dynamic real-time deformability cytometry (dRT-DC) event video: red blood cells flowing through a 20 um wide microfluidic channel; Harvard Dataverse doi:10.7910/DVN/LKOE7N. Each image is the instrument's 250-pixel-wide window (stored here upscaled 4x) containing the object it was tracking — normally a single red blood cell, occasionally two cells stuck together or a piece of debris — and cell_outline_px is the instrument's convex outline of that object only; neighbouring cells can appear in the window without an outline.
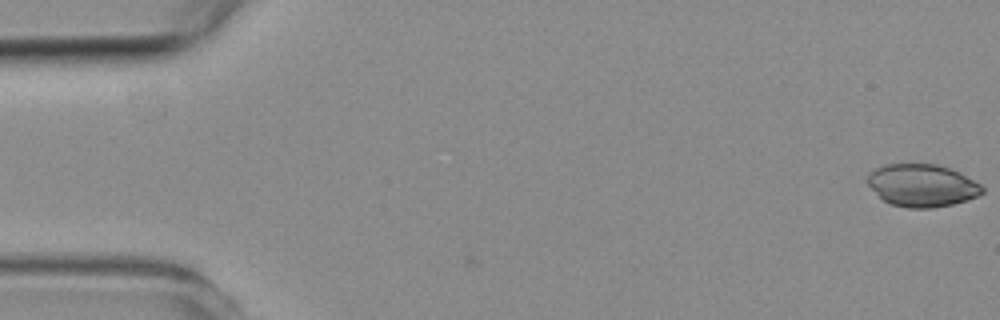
{"species": "common noctule bat (a hibernating species)", "species_latin": "Nyctalus noctula", "temperature_condition": "room temperature", "stored_images_in_passage": 2, "camera_frame_rate_fps": 3000, "um_per_image_px": 0.085, "animal": {"sex": "female", "body_mass_g": 19.3, "forearm_length_mm": 54.1}, "frame": {"image": 1, "passage_image": 1, "time_ms": 0.0, "image_size_px": [1000, 320], "cell_outline_px": [[984, 192], [976, 196], [952, 204], [932, 208], [908, 208], [892, 204], [884, 200], [868, 184], [868, 172], [884, 164], [936, 164], [960, 172], [980, 184], [984, 188]], "centroid_in_image_um": [78.37, 15.75], "position_along_channel_um": 6.6, "area_um2": 28.15}}